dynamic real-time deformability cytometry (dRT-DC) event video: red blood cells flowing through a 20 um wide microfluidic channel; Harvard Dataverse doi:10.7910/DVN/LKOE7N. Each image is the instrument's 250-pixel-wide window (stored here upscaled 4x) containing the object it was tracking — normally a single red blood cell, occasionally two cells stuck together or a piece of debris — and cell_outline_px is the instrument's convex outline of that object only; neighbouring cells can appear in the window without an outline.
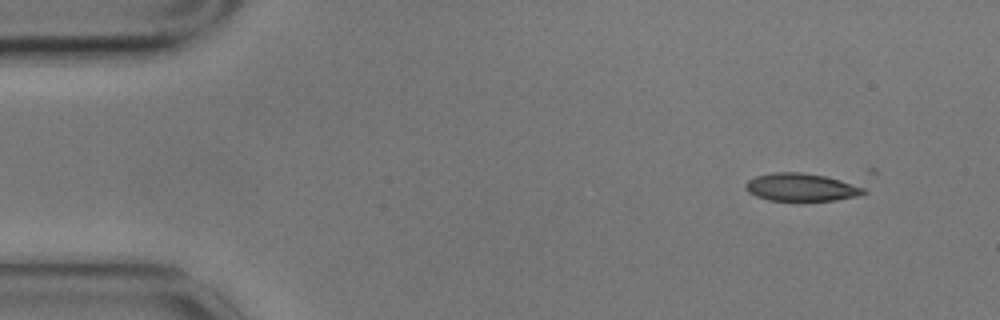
{"species": "common noctule bat (a hibernating species)", "species_latin": "Nyctalus noctula", "temperature_condition": "cold", "stored_images_in_passage": 2, "camera_frame_rate_fps": 3000, "um_per_image_px": 0.085, "animal": {"sex": "male", "body_mass_g": 17.9}, "frame": {"image": 1, "passage_image": 1, "time_ms": 0.0, "image_size_px": [1000, 320], "cell_outline_px": [[868, 192], [856, 196], [836, 200], [768, 200], [756, 196], [748, 192], [744, 188], [744, 184], [748, 180], [756, 176], [772, 172], [800, 172], [824, 176], [864, 184]], "centroid_in_image_um": [68.17, 15.9], "position_along_channel_um": 16.8, "area_um2": 19.48}}